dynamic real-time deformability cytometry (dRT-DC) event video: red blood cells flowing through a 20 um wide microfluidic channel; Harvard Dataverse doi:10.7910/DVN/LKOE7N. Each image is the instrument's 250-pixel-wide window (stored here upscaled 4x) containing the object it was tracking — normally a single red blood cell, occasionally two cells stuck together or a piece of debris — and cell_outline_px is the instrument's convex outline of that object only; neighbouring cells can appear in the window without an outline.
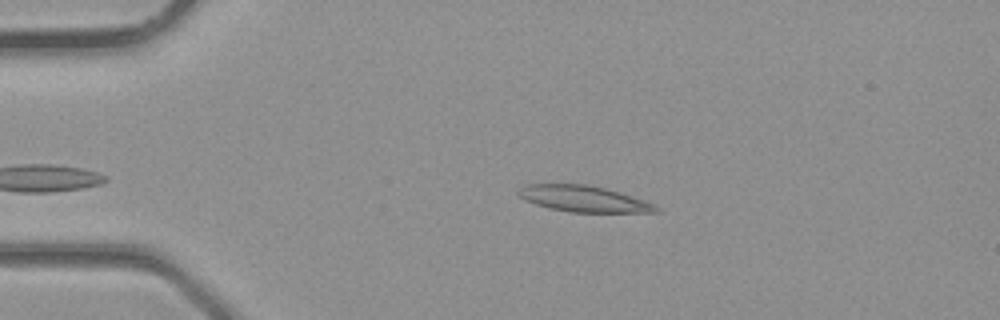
{"species": "common noctule bat (a hibernating species)", "species_latin": "Nyctalus noctula", "temperature_condition": "room temperature", "stored_images_in_passage": 2, "camera_frame_rate_fps": 3000, "um_per_image_px": 0.085, "animal": {"sex": "male", "body_mass_g": 23.1, "forearm_length_mm": 52.7}, "frame": {"image": 1, "passage_image": 2, "time_ms": 0.333, "image_size_px": [1000, 320], "cell_outline_px": [[660, 212], [568, 212], [548, 208], [536, 204], [520, 196], [516, 192], [524, 184], [588, 184], [620, 192], [644, 200], [660, 208]], "centroid_in_image_um": [49.6, 16.89], "position_along_channel_um": 35.4, "area_um2": 20.87}}